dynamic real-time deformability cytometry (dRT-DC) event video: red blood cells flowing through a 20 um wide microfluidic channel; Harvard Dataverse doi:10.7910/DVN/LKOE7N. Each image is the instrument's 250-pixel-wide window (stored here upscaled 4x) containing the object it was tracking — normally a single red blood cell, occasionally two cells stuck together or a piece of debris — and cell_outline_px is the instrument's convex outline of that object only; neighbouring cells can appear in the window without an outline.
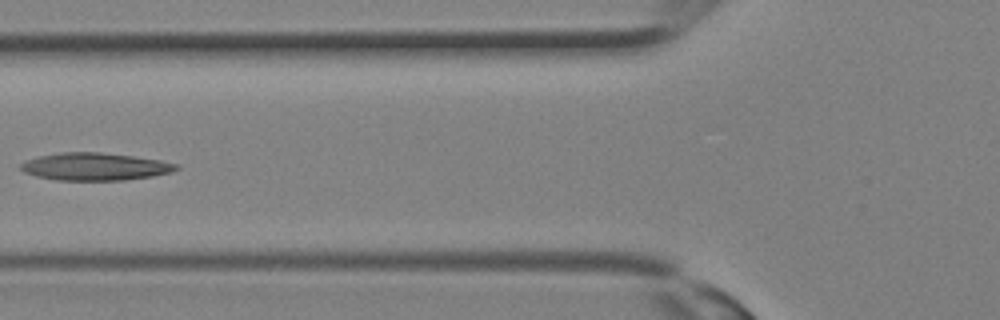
{"species": "Egyptian fruit bat (a non-hibernating species)", "species_latin": "Rousettus aegyptiacus", "temperature_condition": "room temperature", "stored_images_in_passage": 10, "camera_frame_rate_fps": 3000, "um_per_image_px": 0.085, "animal": {"sex": "female"}, "frame": {"image": 1, "passage_image": 9, "time_ms": 2.667, "image_size_px": [1000, 320], "cell_outline_px": [[180, 168], [172, 172], [152, 176], [124, 180], [56, 180], [36, 176], [24, 172], [20, 168], [20, 164], [36, 156], [60, 152], [100, 152], [132, 156], [160, 160], [180, 164]], "centroid_in_image_um": [8.08, 14.16], "position_along_channel_um": 117.7, "area_um2": 25.03}}